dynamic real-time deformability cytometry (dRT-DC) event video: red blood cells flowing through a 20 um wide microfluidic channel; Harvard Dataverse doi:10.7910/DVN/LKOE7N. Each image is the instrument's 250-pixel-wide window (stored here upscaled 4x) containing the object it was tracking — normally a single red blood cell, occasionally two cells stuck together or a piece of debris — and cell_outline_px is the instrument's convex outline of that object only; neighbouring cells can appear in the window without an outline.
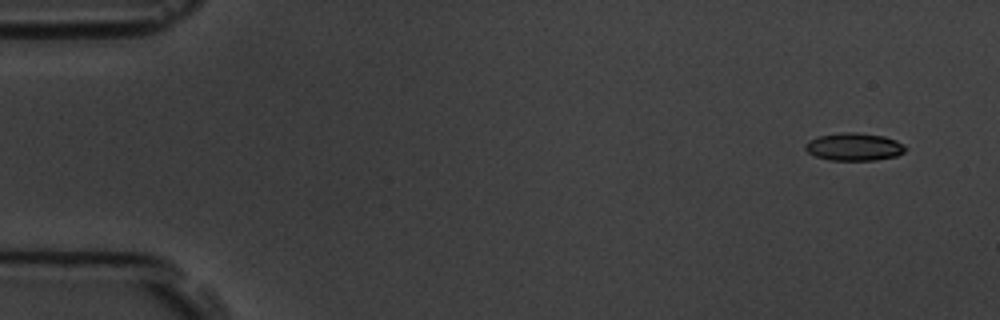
{"species": "common noctule bat (a hibernating species)", "species_latin": "Nyctalus noctula", "temperature_condition": "room temperature", "stored_images_in_passage": 5, "camera_frame_rate_fps": 3000, "um_per_image_px": 0.085, "animal": {"sex": "male", "body_mass_g": 19.5, "forearm_length_mm": 54.6}, "frame": {"image": 1, "passage_image": 2, "time_ms": 1.0, "image_size_px": [1000, 320], "cell_outline_px": [[908, 148], [904, 152], [896, 156], [876, 160], [828, 160], [816, 156], [808, 152], [804, 148], [804, 144], [808, 140], [816, 136], [840, 132], [856, 132], [884, 136], [896, 140]], "centroid_in_image_um": [72.57, 12.47], "position_along_channel_um": 12.4, "area_um2": 16.36}}
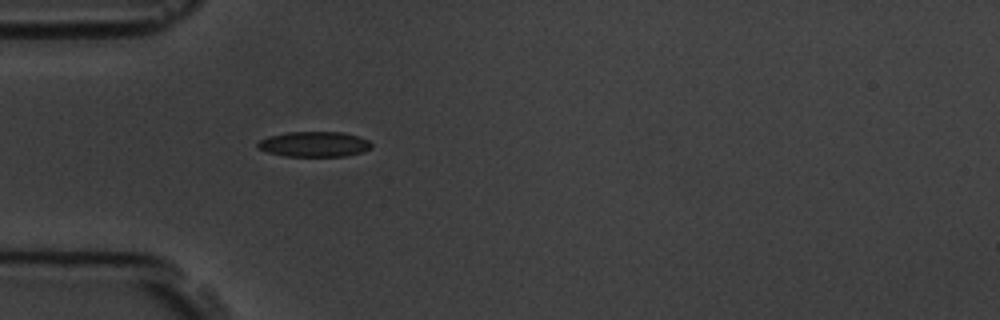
{"frame": {"image": 2, "passage_image": 5, "time_ms": 5.333, "image_size_px": [1000, 320], "cell_outline_px": [[372, 148], [364, 152], [344, 156], [284, 156], [268, 152], [260, 148], [256, 144], [260, 140], [268, 136], [288, 132], [344, 132], [360, 136], [368, 140], [372, 144]], "centroid_in_image_um": [26.76, 12.25], "position_along_channel_um": 58.2, "area_um2": 16.82}}